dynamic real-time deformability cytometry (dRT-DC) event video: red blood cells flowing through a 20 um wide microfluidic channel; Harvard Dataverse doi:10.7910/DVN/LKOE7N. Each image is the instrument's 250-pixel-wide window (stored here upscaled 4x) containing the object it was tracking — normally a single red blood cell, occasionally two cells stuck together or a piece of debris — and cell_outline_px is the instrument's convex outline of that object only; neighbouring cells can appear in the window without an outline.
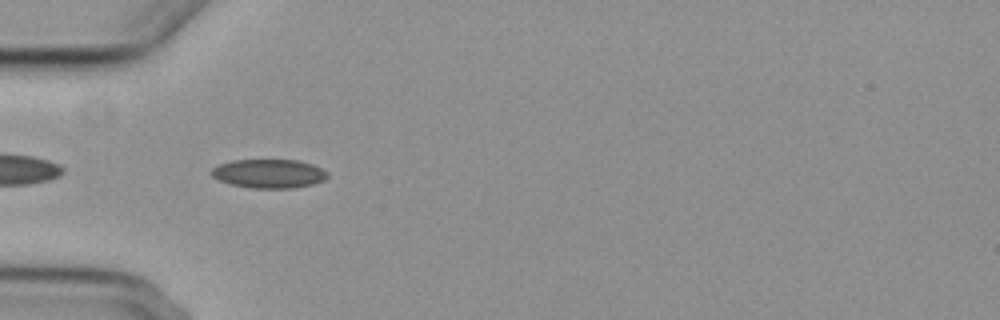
{"species": "common noctule bat (a hibernating species)", "species_latin": "Nyctalus noctula", "temperature_condition": "cold", "stored_images_in_passage": 9, "camera_frame_rate_fps": 3000, "um_per_image_px": 0.085, "animal": {"sex": "female", "body_mass_g": 29.2, "forearm_length_mm": 56.3}, "frame": {"image": 1, "passage_image": 4, "time_ms": 3.333, "image_size_px": [1000, 320], "cell_outline_px": [[328, 176], [324, 180], [312, 184], [292, 188], [252, 188], [232, 184], [220, 180], [212, 176], [208, 172], [212, 168], [220, 164], [232, 160], [296, 160], [312, 164], [328, 172]], "centroid_in_image_um": [22.84, 14.75], "position_along_channel_um": 62.2, "area_um2": 19.42}}
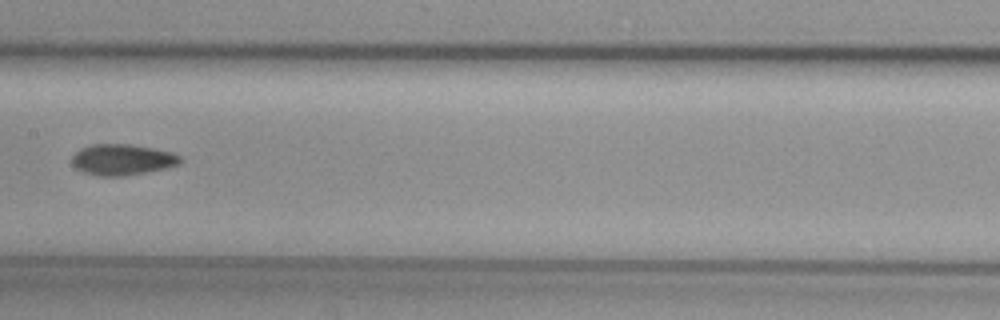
{"frame": {"image": 2, "passage_image": 7, "time_ms": 7.0, "image_size_px": [1000, 320], "cell_outline_px": [[184, 160], [180, 164], [164, 168], [144, 172], [120, 176], [100, 176], [84, 172], [76, 168], [72, 164], [72, 156], [80, 148], [92, 144], [128, 144], [152, 148], [172, 152], [180, 156]], "centroid_in_image_um": [10.39, 13.56], "position_along_channel_um": 197.0, "area_um2": 19.42}}
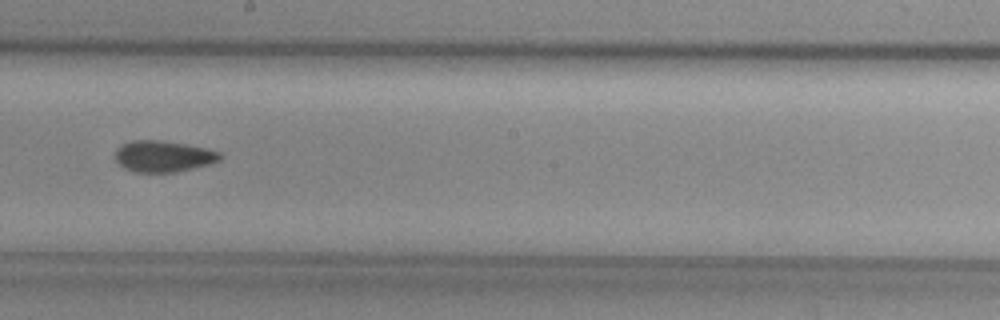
{"frame": {"image": 3, "passage_image": 8, "time_ms": 8.0, "image_size_px": [1000, 320], "cell_outline_px": [[220, 160], [208, 164], [176, 172], [132, 172], [124, 168], [116, 160], [116, 148], [132, 140], [160, 140], [184, 144], [204, 148], [220, 152]], "centroid_in_image_um": [13.85, 13.29], "position_along_channel_um": 234.4, "area_um2": 18.84}}